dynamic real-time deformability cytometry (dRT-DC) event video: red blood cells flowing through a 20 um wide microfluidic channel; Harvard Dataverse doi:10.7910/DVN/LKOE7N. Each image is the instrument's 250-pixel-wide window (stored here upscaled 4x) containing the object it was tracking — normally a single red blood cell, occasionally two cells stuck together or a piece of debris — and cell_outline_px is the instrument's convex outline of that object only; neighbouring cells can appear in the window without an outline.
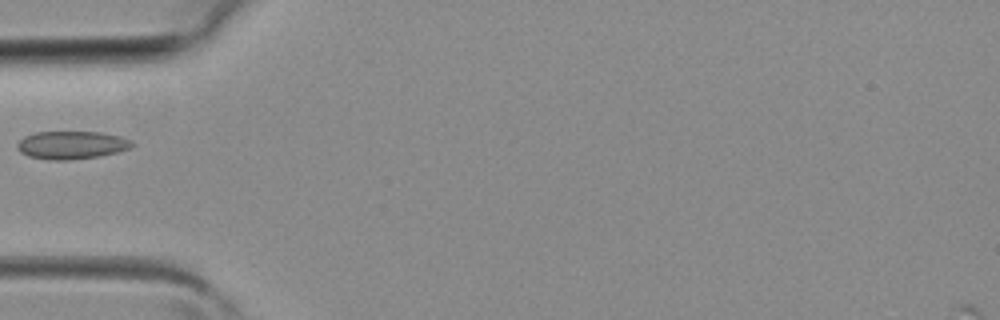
{"species": "common noctule bat (a hibernating species)", "species_latin": "Nyctalus noctula", "temperature_condition": "room temperature", "stored_images_in_passage": 4, "camera_frame_rate_fps": 3000, "um_per_image_px": 0.085, "animal": {"sex": "female", "body_mass_g": 19.3, "forearm_length_mm": 54.1}, "frame": {"image": 1, "passage_image": 4, "time_ms": 1.0, "image_size_px": [1000, 320], "cell_outline_px": [[136, 144], [128, 148], [116, 152], [100, 156], [72, 160], [52, 160], [28, 156], [20, 152], [16, 148], [16, 144], [24, 136], [36, 132], [100, 132], [120, 136], [132, 140]], "centroid_in_image_um": [6.08, 12.33], "position_along_channel_um": 78.9, "area_um2": 18.79}}